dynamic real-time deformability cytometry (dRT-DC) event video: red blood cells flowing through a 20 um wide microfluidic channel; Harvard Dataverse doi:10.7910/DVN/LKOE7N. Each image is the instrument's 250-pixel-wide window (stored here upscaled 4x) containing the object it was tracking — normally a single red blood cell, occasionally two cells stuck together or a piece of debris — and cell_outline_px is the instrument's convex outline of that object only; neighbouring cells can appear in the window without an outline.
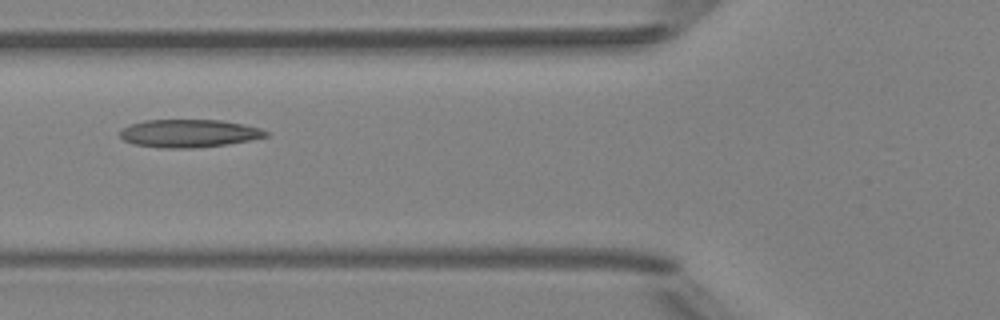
{"species": "Egyptian fruit bat (a non-hibernating species)", "species_latin": "Rousettus aegyptiacus", "temperature_condition": "room temperature", "stored_images_in_passage": 6, "camera_frame_rate_fps": 3000, "um_per_image_px": 0.085, "animal": {"sex": "female"}, "frame": {"image": 1, "passage_image": 6, "time_ms": 5.667, "image_size_px": [1000, 320], "cell_outline_px": [[268, 136], [252, 140], [228, 144], [192, 148], [164, 148], [132, 144], [124, 140], [120, 136], [120, 132], [124, 128], [132, 124], [144, 120], [220, 120], [244, 124], [260, 128], [268, 132]], "centroid_in_image_um": [16.09, 11.34], "position_along_channel_um": 109.7, "area_um2": 23.7}}